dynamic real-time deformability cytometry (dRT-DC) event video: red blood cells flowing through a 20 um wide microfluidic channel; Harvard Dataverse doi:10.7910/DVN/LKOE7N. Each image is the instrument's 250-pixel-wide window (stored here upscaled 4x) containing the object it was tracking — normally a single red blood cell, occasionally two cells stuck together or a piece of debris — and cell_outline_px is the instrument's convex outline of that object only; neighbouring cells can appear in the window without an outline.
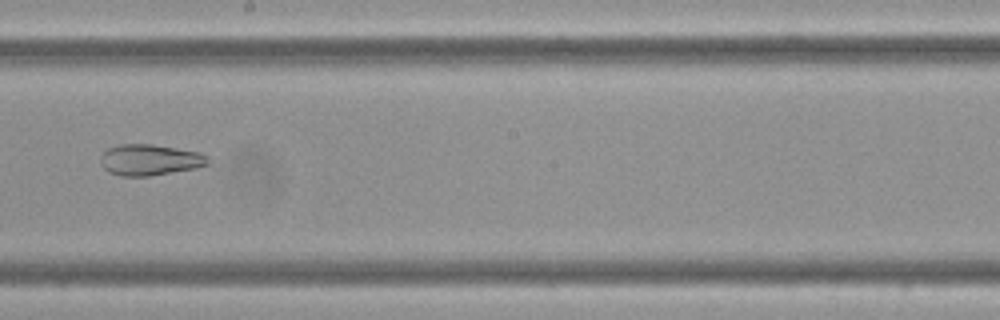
{"species": "Egyptian fruit bat (a non-hibernating species)", "species_latin": "Rousettus aegyptiacus", "temperature_condition": "cold", "stored_images_in_passage": 13, "camera_frame_rate_fps": 3000, "um_per_image_px": 0.085, "frame": {"image": 1, "passage_image": 7, "time_ms": 2.0, "image_size_px": [1000, 320], "cell_outline_px": [[208, 164], [196, 168], [148, 176], [120, 176], [108, 172], [100, 164], [100, 156], [108, 148], [120, 144], [152, 144], [200, 152], [208, 156]], "centroid_in_image_um": [12.71, 13.59], "position_along_channel_um": 235.5, "area_um2": 19.48}}